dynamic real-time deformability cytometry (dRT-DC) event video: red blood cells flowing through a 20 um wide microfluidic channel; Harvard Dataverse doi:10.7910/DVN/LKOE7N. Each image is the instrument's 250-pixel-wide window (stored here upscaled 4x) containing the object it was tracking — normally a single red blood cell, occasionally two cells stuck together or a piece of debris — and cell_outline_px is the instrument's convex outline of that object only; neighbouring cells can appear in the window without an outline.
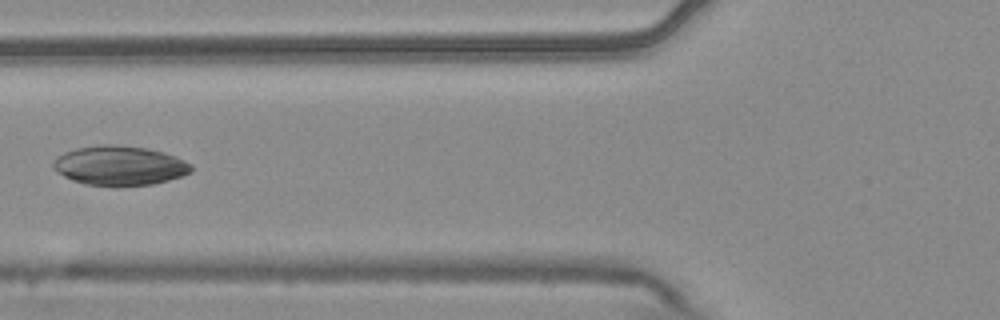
{"species": "common noctule bat (a hibernating species)", "species_latin": "Nyctalus noctula", "temperature_condition": "warm", "stored_images_in_passage": 5, "camera_frame_rate_fps": 3000, "um_per_image_px": 0.085, "animal": {"sex": "male", "body_mass_g": 20.4}, "frame": {"image": 1, "passage_image": 4, "time_ms": 1.0, "image_size_px": [1000, 320], "cell_outline_px": [[192, 172], [168, 180], [152, 184], [84, 184], [72, 180], [64, 176], [52, 168], [52, 164], [56, 156], [64, 152], [76, 148], [104, 144], [116, 144], [148, 148], [164, 152], [176, 156], [192, 164]], "centroid_in_image_um": [10.16, 14.04], "position_along_channel_um": 115.6, "area_um2": 31.44}}
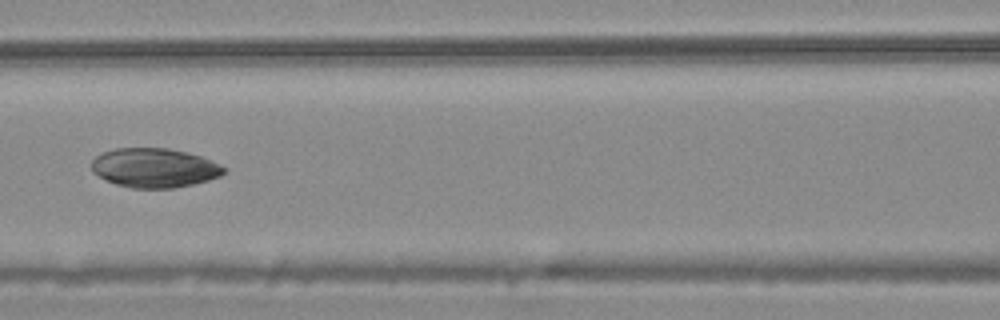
{"frame": {"image": 2, "passage_image": 5, "time_ms": 1.333, "image_size_px": [1000, 320], "cell_outline_px": [[228, 168], [220, 176], [208, 180], [192, 184], [172, 188], [132, 188], [116, 184], [92, 172], [92, 160], [96, 156], [104, 152], [116, 148], [168, 148], [200, 156]], "centroid_in_image_um": [13.12, 14.27], "position_along_channel_um": 153.5, "area_um2": 30.0}}